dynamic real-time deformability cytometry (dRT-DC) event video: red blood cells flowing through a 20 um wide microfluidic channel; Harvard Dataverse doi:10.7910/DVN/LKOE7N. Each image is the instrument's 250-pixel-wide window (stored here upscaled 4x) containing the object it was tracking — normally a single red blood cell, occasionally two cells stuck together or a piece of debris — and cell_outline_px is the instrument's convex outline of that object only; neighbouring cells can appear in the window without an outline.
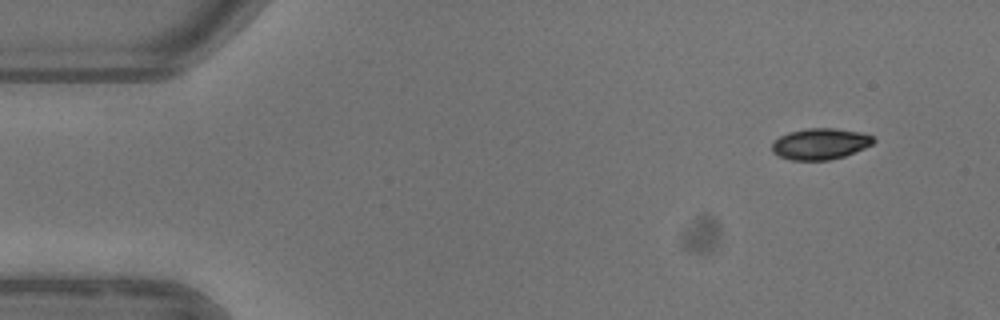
{"species": "common noctule bat (a hibernating species)", "species_latin": "Nyctalus noctula", "temperature_condition": "warm", "stored_images_in_passage": 4, "camera_frame_rate_fps": 3000, "um_per_image_px": 0.085, "animal": {"sex": "female"}, "frame": {"image": 1, "passage_image": 1, "time_ms": 0.0, "image_size_px": [1000, 320], "cell_outline_px": [[876, 140], [872, 144], [864, 148], [844, 156], [828, 160], [792, 160], [780, 156], [772, 152], [772, 140], [788, 132], [804, 128], [836, 128], [860, 132], [872, 136]], "centroid_in_image_um": [69.69, 12.21], "position_along_channel_um": 15.3, "area_um2": 18.5}}
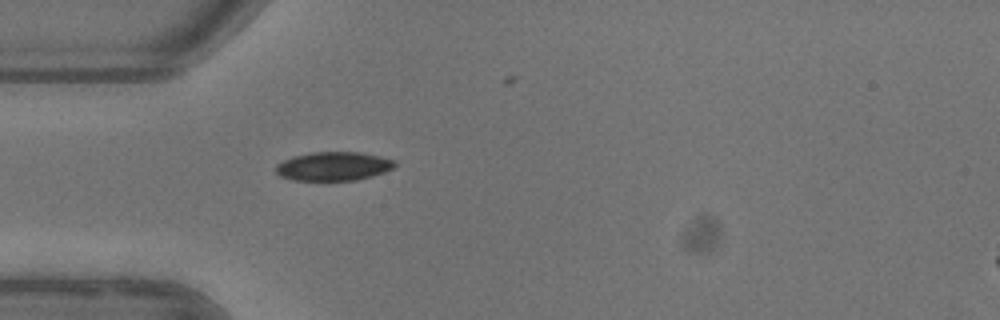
{"frame": {"image": 2, "passage_image": 4, "time_ms": 3.667, "image_size_px": [1000, 320], "cell_outline_px": [[396, 164], [392, 168], [384, 172], [372, 176], [356, 180], [292, 180], [280, 176], [276, 172], [276, 164], [292, 156], [312, 152], [360, 152], [380, 156], [396, 160]], "centroid_in_image_um": [28.34, 14.12], "position_along_channel_um": 56.7, "area_um2": 20.0}}